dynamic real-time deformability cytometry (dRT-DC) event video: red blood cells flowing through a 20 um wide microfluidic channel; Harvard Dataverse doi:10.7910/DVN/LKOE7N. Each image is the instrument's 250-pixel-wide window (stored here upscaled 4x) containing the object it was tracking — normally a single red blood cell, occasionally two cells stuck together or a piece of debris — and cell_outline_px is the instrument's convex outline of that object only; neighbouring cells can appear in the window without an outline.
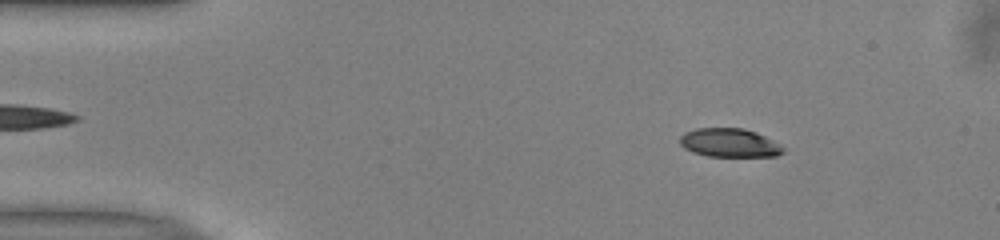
{"species": "common noctule bat (a hibernating species)", "species_latin": "Nyctalus noctula", "temperature_condition": "warm", "stored_images_in_passage": 51, "camera_frame_rate_fps": 3000, "um_per_image_px": 0.085, "animal": {"sex": "male", "body_mass_g": 13.0, "forearm_length_mm": 53.1}, "frame": {"image": 1, "passage_image": 7, "time_ms": 2.0, "image_size_px": [1000, 240], "cell_outline_px": [[784, 152], [776, 156], [708, 156], [692, 152], [684, 148], [680, 144], [680, 136], [684, 132], [696, 128], [744, 128], [756, 132], [780, 144], [784, 148]], "centroid_in_image_um": [61.99, 12.13], "position_along_channel_um": 23.0, "area_um2": 17.28}}
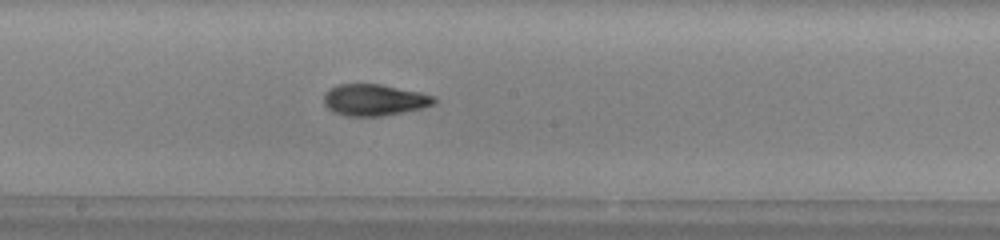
{"frame": {"image": 2, "passage_image": 27, "time_ms": 8.667, "image_size_px": [1000, 240], "cell_outline_px": [[436, 104], [424, 108], [404, 112], [380, 116], [348, 116], [336, 112], [328, 108], [324, 104], [324, 92], [328, 88], [336, 84], [380, 84], [420, 92], [432, 96], [436, 100]], "centroid_in_image_um": [31.81, 8.49], "position_along_channel_um": 216.4, "area_um2": 20.29}}
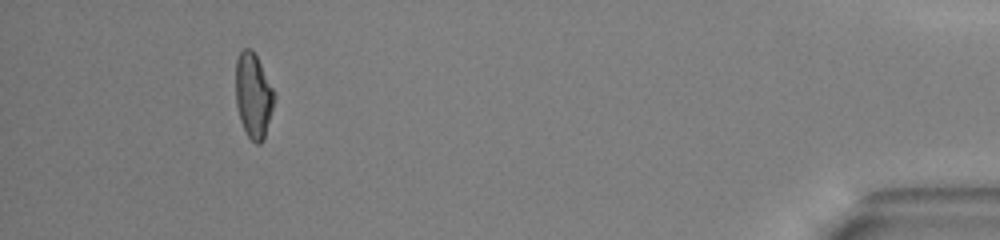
{"frame": {"image": 3, "passage_image": 47, "time_ms": 15.333, "image_size_px": [1000, 240], "cell_outline_px": [[276, 96], [264, 140], [260, 144], [256, 144], [248, 136], [240, 120], [236, 104], [236, 60], [240, 52], [244, 48], [252, 48], [276, 92]], "centroid_in_image_um": [21.55, 8.11], "position_along_channel_um": 413.6, "area_um2": 19.25}, "authors_computed_cell_mechanics": {"area_um2": 19.3052, "velocity_mm_per_s": 4.0107, "shape_relaxation_time_tau1_ms": 4.724, "shape_relaxation_time_tau2_ms": 3.1521, "deformation_change_tau1": 0.1661, "deformation_change_tau2": 0.1012}}